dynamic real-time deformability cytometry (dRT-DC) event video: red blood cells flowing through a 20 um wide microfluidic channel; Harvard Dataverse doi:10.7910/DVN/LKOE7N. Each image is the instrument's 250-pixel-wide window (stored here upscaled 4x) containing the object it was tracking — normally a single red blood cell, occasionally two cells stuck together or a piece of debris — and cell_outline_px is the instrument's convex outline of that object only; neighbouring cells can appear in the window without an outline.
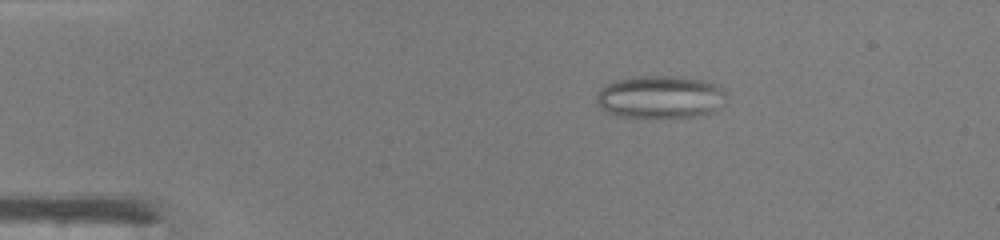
{"species": "common noctule bat (a hibernating species)", "species_latin": "Nyctalus noctula", "temperature_condition": "warm", "stored_images_in_passage": 46, "camera_frame_rate_fps": 3000, "um_per_image_px": 0.085, "animal": {"sex": "male", "body_mass_g": 19.0, "forearm_length_mm": 50.8}, "frame": {"image": 1, "passage_image": 8, "time_ms": 2.333, "image_size_px": [1000, 240], "cell_outline_px": [[724, 104], [708, 112], [692, 116], [616, 116], [600, 108], [596, 100], [596, 96], [600, 88], [616, 80], [636, 76], [676, 76], [704, 80], [716, 84], [724, 88]], "centroid_in_image_um": [56.09, 8.21], "position_along_channel_um": 28.9, "area_um2": 31.85}}
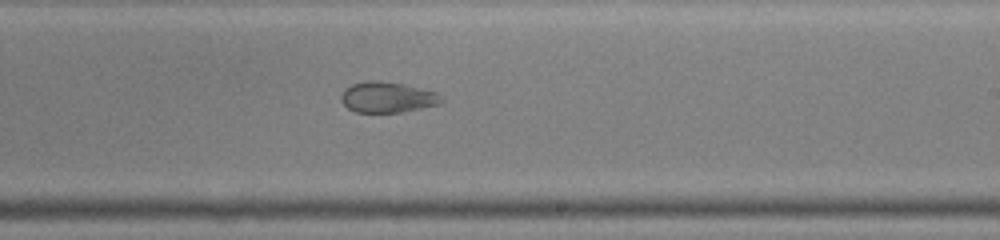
{"frame": {"image": 2, "passage_image": 28, "time_ms": 9.0, "image_size_px": [1000, 240], "cell_outline_px": [[444, 100], [440, 104], [400, 112], [356, 112], [348, 108], [340, 100], [340, 96], [344, 88], [352, 84], [368, 80], [380, 80], [404, 84], [436, 92]], "centroid_in_image_um": [32.9, 8.25], "position_along_channel_um": 256.1, "area_um2": 17.98}}
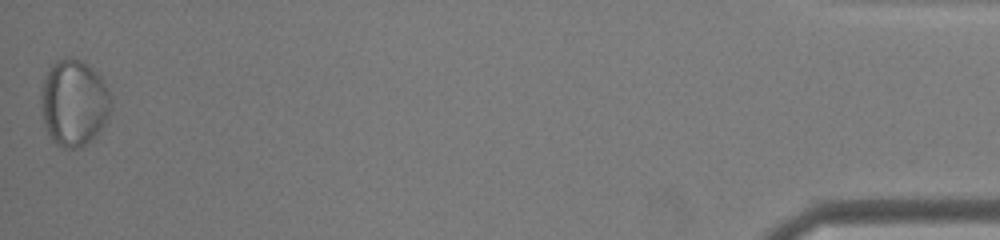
{"frame": {"image": 3, "passage_image": 46, "time_ms": 15.0, "image_size_px": [1000, 240], "cell_outline_px": [[112, 108], [104, 124], [96, 136], [80, 148], [64, 148], [56, 144], [52, 140], [44, 124], [40, 100], [40, 88], [52, 64], [56, 60], [68, 56], [72, 56], [88, 64], [100, 76], [108, 88], [112, 96]], "centroid_in_image_um": [6.29, 8.72], "position_along_channel_um": 428.9, "area_um2": 35.72}}